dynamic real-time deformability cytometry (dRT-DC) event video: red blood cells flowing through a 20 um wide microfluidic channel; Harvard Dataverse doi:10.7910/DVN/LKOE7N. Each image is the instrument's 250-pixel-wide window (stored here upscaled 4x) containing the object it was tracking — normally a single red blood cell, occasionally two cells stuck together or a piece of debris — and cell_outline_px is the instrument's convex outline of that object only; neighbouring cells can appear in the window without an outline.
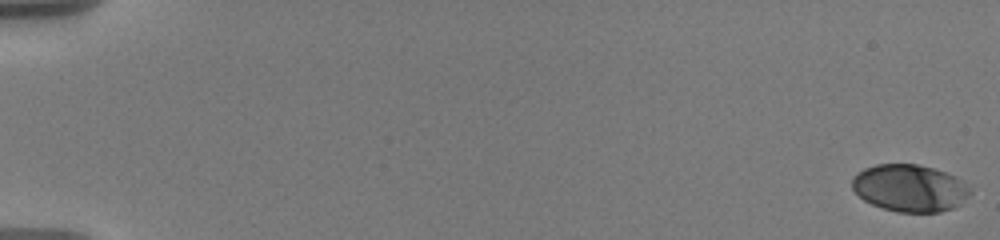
{"species": "human", "species_latin": "Homo sapiens", "temperature_condition": "warm", "stored_images_in_passage": 70, "camera_frame_rate_fps": 3000, "um_per_image_px": 0.085, "donor": {"sex": "male"}, "frame": {"image": 1, "passage_image": 1, "time_ms": 0.0, "image_size_px": [1000, 240], "cell_outline_px": [[972, 192], [968, 196], [952, 208], [940, 212], [896, 212], [872, 204], [864, 200], [852, 188], [852, 176], [856, 172], [864, 168], [876, 164], [916, 164], [932, 168], [956, 176]], "centroid_in_image_um": [77.28, 15.98], "position_along_channel_um": 7.7, "area_um2": 32.19}}
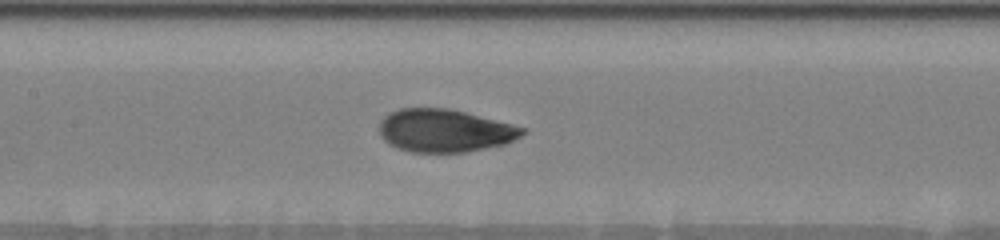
{"frame": {"image": 2, "passage_image": 30, "time_ms": 9.667, "image_size_px": [1000, 240], "cell_outline_px": [[528, 132], [504, 144], [464, 152], [412, 152], [388, 144], [380, 136], [380, 120], [384, 116], [400, 108], [448, 108], [528, 128]], "centroid_in_image_um": [37.8, 11.1], "position_along_channel_um": 169.6, "area_um2": 35.55}}
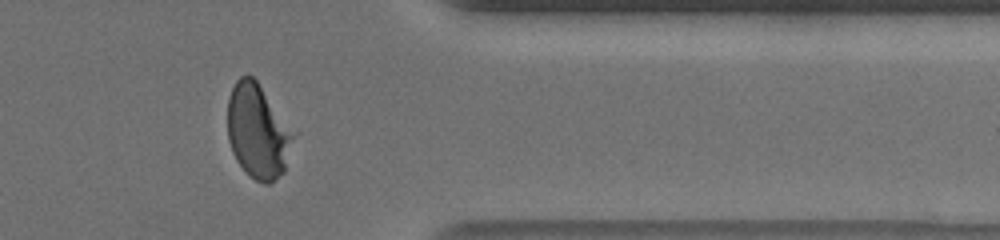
{"frame": {"image": 3, "passage_image": 56, "time_ms": 16.0, "image_size_px": [1000, 240], "cell_outline_px": [[296, 132], [284, 172], [268, 184], [264, 184], [256, 180], [236, 160], [232, 152], [228, 140], [228, 96], [236, 80], [240, 76], [252, 76], [256, 80]], "centroid_in_image_um": [21.93, 11.15], "position_along_channel_um": 389.5, "area_um2": 36.07}, "authors_computed_cell_mechanics": {"area_um2": 34.7378, "velocity_mm_per_s": 3.6095, "shape_relaxation_time_tau1_ms": 4.6941, "shape_relaxation_time_tau2_ms": null, "deformation_change_tau1": 0.1815, "deformation_change_tau2": null}}